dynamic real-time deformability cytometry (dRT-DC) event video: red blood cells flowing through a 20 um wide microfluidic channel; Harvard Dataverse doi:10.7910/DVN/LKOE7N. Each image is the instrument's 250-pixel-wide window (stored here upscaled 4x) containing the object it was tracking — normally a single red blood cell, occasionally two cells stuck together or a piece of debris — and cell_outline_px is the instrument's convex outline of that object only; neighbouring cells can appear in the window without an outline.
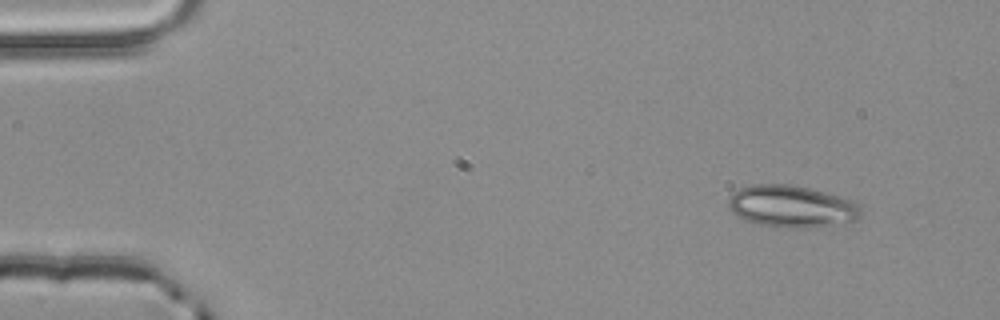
{"species": "common noctule bat (a hibernating species)", "species_latin": "Nyctalus noctula", "temperature_condition": "room temperature", "stored_images_in_passage": 3, "camera_frame_rate_fps": 3000, "um_per_image_px": 0.085, "animal": {"sex": "male", "body_mass_g": 20.4}, "frame": {"image": 1, "passage_image": 1, "time_ms": 0.0, "image_size_px": [1000, 320], "cell_outline_px": [[860, 216], [856, 220], [808, 228], [792, 228], [760, 224], [736, 216], [728, 208], [728, 200], [732, 192], [740, 188], [752, 184], [792, 184], [824, 192], [852, 200], [860, 208]], "centroid_in_image_um": [67.23, 17.53], "position_along_channel_um": 17.8, "area_um2": 32.14}}